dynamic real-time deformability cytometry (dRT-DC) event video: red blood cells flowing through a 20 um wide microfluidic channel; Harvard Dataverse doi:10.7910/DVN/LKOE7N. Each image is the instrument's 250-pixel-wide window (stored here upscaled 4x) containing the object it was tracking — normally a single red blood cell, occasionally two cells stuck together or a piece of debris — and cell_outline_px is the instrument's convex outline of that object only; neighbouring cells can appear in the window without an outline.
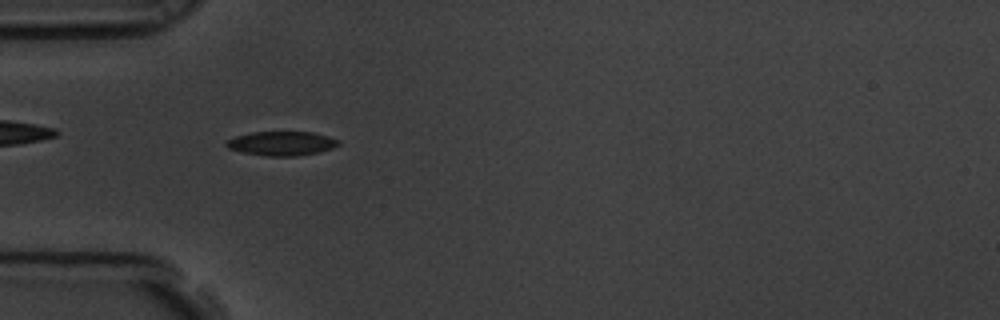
{"species": "common noctule bat (a hibernating species)", "species_latin": "Nyctalus noctula", "temperature_condition": "room temperature", "stored_images_in_passage": 5, "camera_frame_rate_fps": 3000, "um_per_image_px": 0.085, "animal": {"sex": "male", "body_mass_g": 19.5, "forearm_length_mm": 54.6}, "frame": {"image": 1, "passage_image": 5, "time_ms": 1.333, "image_size_px": [1000, 320], "cell_outline_px": [[340, 144], [332, 148], [320, 152], [296, 156], [264, 156], [244, 152], [228, 148], [224, 144], [228, 140], [236, 136], [252, 132], [312, 132], [328, 136], [340, 140]], "centroid_in_image_um": [23.97, 12.19], "position_along_channel_um": 61.0, "area_um2": 15.78}}